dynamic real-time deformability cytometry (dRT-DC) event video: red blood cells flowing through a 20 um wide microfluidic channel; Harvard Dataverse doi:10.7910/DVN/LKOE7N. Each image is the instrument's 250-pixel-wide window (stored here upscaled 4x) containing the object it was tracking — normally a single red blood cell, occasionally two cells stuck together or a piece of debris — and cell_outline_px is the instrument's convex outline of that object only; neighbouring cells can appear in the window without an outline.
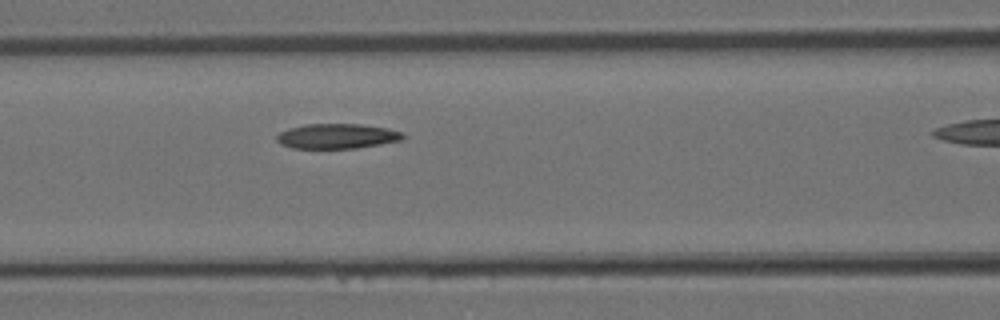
{"species": "Egyptian fruit bat (a non-hibernating species)", "species_latin": "Rousettus aegyptiacus", "temperature_condition": "room temperature", "stored_images_in_passage": 7, "camera_frame_rate_fps": 3000, "um_per_image_px": 0.085, "animal": {"sex": "female"}, "frame": {"image": 1, "passage_image": 6, "time_ms": 1.667, "image_size_px": [1000, 320], "cell_outline_px": [[404, 140], [356, 148], [292, 148], [280, 144], [276, 140], [276, 136], [280, 132], [288, 128], [308, 124], [360, 124], [388, 128], [404, 132]], "centroid_in_image_um": [28.67, 11.57], "position_along_channel_um": 137.9, "area_um2": 18.44}}